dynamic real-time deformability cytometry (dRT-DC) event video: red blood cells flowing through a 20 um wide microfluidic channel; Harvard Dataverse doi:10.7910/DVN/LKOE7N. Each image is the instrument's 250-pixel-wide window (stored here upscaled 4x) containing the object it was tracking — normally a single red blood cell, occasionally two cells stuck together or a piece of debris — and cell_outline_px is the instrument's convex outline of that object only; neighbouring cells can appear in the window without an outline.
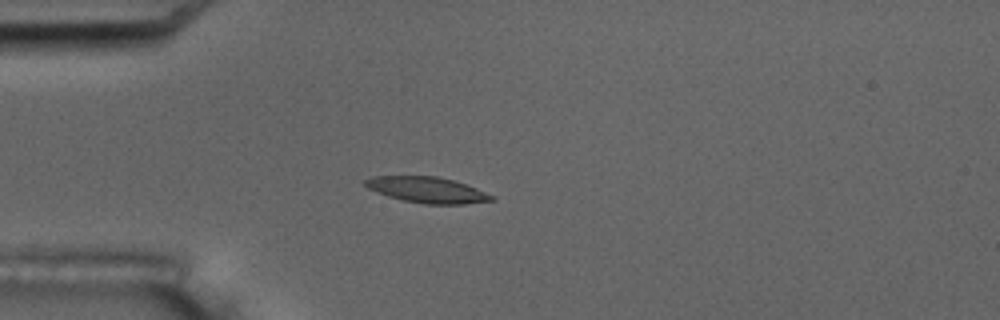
{"species": "common noctule bat (a hibernating species)", "species_latin": "Nyctalus noctula", "temperature_condition": "room temperature", "stored_images_in_passage": 4, "camera_frame_rate_fps": 3000, "um_per_image_px": 0.085, "animal": {"sex": "male", "body_mass_g": 17.5, "forearm_length_mm": 52.3}, "frame": {"image": 1, "passage_image": 2, "time_ms": 2.0, "image_size_px": [1000, 320], "cell_outline_px": [[496, 200], [464, 204], [424, 204], [404, 200], [388, 196], [368, 188], [364, 184], [364, 180], [372, 176], [436, 176], [452, 180], [476, 188], [496, 196]], "centroid_in_image_um": [36.33, 16.14], "position_along_channel_um": 48.7, "area_um2": 18.96}}